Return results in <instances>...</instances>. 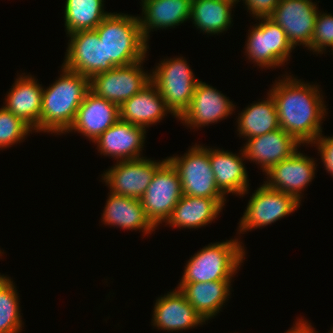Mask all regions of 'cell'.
Instances as JSON below:
<instances>
[{
  "mask_svg": "<svg viewBox=\"0 0 333 333\" xmlns=\"http://www.w3.org/2000/svg\"><path fill=\"white\" fill-rule=\"evenodd\" d=\"M181 57L166 58L151 69V82L157 87L166 108L177 120L189 107L199 81Z\"/></svg>",
  "mask_w": 333,
  "mask_h": 333,
  "instance_id": "5",
  "label": "cell"
},
{
  "mask_svg": "<svg viewBox=\"0 0 333 333\" xmlns=\"http://www.w3.org/2000/svg\"><path fill=\"white\" fill-rule=\"evenodd\" d=\"M301 144L282 128L247 139L243 151L250 162L268 172L275 164L292 156Z\"/></svg>",
  "mask_w": 333,
  "mask_h": 333,
  "instance_id": "19",
  "label": "cell"
},
{
  "mask_svg": "<svg viewBox=\"0 0 333 333\" xmlns=\"http://www.w3.org/2000/svg\"><path fill=\"white\" fill-rule=\"evenodd\" d=\"M141 32L148 42L155 29L175 28L190 19L192 0H141ZM154 29V30H153Z\"/></svg>",
  "mask_w": 333,
  "mask_h": 333,
  "instance_id": "22",
  "label": "cell"
},
{
  "mask_svg": "<svg viewBox=\"0 0 333 333\" xmlns=\"http://www.w3.org/2000/svg\"><path fill=\"white\" fill-rule=\"evenodd\" d=\"M227 198H203L183 195L166 223L174 228L198 229L215 220Z\"/></svg>",
  "mask_w": 333,
  "mask_h": 333,
  "instance_id": "24",
  "label": "cell"
},
{
  "mask_svg": "<svg viewBox=\"0 0 333 333\" xmlns=\"http://www.w3.org/2000/svg\"><path fill=\"white\" fill-rule=\"evenodd\" d=\"M314 329L310 322L308 323L307 320L298 318L295 324H293V327L285 333H316L317 331Z\"/></svg>",
  "mask_w": 333,
  "mask_h": 333,
  "instance_id": "35",
  "label": "cell"
},
{
  "mask_svg": "<svg viewBox=\"0 0 333 333\" xmlns=\"http://www.w3.org/2000/svg\"><path fill=\"white\" fill-rule=\"evenodd\" d=\"M177 170L183 195L203 198H225L218 189L210 164L209 148L195 143L183 156L167 157Z\"/></svg>",
  "mask_w": 333,
  "mask_h": 333,
  "instance_id": "7",
  "label": "cell"
},
{
  "mask_svg": "<svg viewBox=\"0 0 333 333\" xmlns=\"http://www.w3.org/2000/svg\"><path fill=\"white\" fill-rule=\"evenodd\" d=\"M118 120L119 106L89 90L77 110L74 123L66 133H81L94 142Z\"/></svg>",
  "mask_w": 333,
  "mask_h": 333,
  "instance_id": "18",
  "label": "cell"
},
{
  "mask_svg": "<svg viewBox=\"0 0 333 333\" xmlns=\"http://www.w3.org/2000/svg\"><path fill=\"white\" fill-rule=\"evenodd\" d=\"M242 244L239 238H231L203 247L187 261L180 283L232 280L245 260Z\"/></svg>",
  "mask_w": 333,
  "mask_h": 333,
  "instance_id": "4",
  "label": "cell"
},
{
  "mask_svg": "<svg viewBox=\"0 0 333 333\" xmlns=\"http://www.w3.org/2000/svg\"><path fill=\"white\" fill-rule=\"evenodd\" d=\"M102 214L104 225L121 229L139 230L151 234L156 227L147 218L140 199L108 193Z\"/></svg>",
  "mask_w": 333,
  "mask_h": 333,
  "instance_id": "25",
  "label": "cell"
},
{
  "mask_svg": "<svg viewBox=\"0 0 333 333\" xmlns=\"http://www.w3.org/2000/svg\"><path fill=\"white\" fill-rule=\"evenodd\" d=\"M183 196L179 174L167 159L157 170L140 199L147 218L157 228L166 224Z\"/></svg>",
  "mask_w": 333,
  "mask_h": 333,
  "instance_id": "9",
  "label": "cell"
},
{
  "mask_svg": "<svg viewBox=\"0 0 333 333\" xmlns=\"http://www.w3.org/2000/svg\"><path fill=\"white\" fill-rule=\"evenodd\" d=\"M281 77L268 91L275 101L279 126L301 145L312 144L322 133L328 110L321 88L287 73Z\"/></svg>",
  "mask_w": 333,
  "mask_h": 333,
  "instance_id": "1",
  "label": "cell"
},
{
  "mask_svg": "<svg viewBox=\"0 0 333 333\" xmlns=\"http://www.w3.org/2000/svg\"><path fill=\"white\" fill-rule=\"evenodd\" d=\"M232 280H218L198 283H179L177 288L197 313L208 322L216 316L229 300Z\"/></svg>",
  "mask_w": 333,
  "mask_h": 333,
  "instance_id": "26",
  "label": "cell"
},
{
  "mask_svg": "<svg viewBox=\"0 0 333 333\" xmlns=\"http://www.w3.org/2000/svg\"><path fill=\"white\" fill-rule=\"evenodd\" d=\"M301 203L292 195L260 185L250 196L245 212L238 223V233L272 225L295 212ZM243 232V233H242Z\"/></svg>",
  "mask_w": 333,
  "mask_h": 333,
  "instance_id": "8",
  "label": "cell"
},
{
  "mask_svg": "<svg viewBox=\"0 0 333 333\" xmlns=\"http://www.w3.org/2000/svg\"><path fill=\"white\" fill-rule=\"evenodd\" d=\"M266 99L248 105L238 114L239 137L246 140L280 128L275 101L269 93Z\"/></svg>",
  "mask_w": 333,
  "mask_h": 333,
  "instance_id": "27",
  "label": "cell"
},
{
  "mask_svg": "<svg viewBox=\"0 0 333 333\" xmlns=\"http://www.w3.org/2000/svg\"><path fill=\"white\" fill-rule=\"evenodd\" d=\"M140 60L127 66L114 67L90 79V90L97 96L120 106L151 82V73L144 71Z\"/></svg>",
  "mask_w": 333,
  "mask_h": 333,
  "instance_id": "10",
  "label": "cell"
},
{
  "mask_svg": "<svg viewBox=\"0 0 333 333\" xmlns=\"http://www.w3.org/2000/svg\"><path fill=\"white\" fill-rule=\"evenodd\" d=\"M233 6L226 0H192L189 20L203 34L218 35L232 27Z\"/></svg>",
  "mask_w": 333,
  "mask_h": 333,
  "instance_id": "28",
  "label": "cell"
},
{
  "mask_svg": "<svg viewBox=\"0 0 333 333\" xmlns=\"http://www.w3.org/2000/svg\"><path fill=\"white\" fill-rule=\"evenodd\" d=\"M69 42L62 65L91 79L93 76L112 70L106 62V50L95 30H80L67 35Z\"/></svg>",
  "mask_w": 333,
  "mask_h": 333,
  "instance_id": "11",
  "label": "cell"
},
{
  "mask_svg": "<svg viewBox=\"0 0 333 333\" xmlns=\"http://www.w3.org/2000/svg\"><path fill=\"white\" fill-rule=\"evenodd\" d=\"M316 2L312 0H279L270 16L284 31L289 43L309 47L318 14Z\"/></svg>",
  "mask_w": 333,
  "mask_h": 333,
  "instance_id": "13",
  "label": "cell"
},
{
  "mask_svg": "<svg viewBox=\"0 0 333 333\" xmlns=\"http://www.w3.org/2000/svg\"><path fill=\"white\" fill-rule=\"evenodd\" d=\"M239 154L222 149L209 148V158L218 189L226 196L229 193L240 197L249 193V180L243 148Z\"/></svg>",
  "mask_w": 333,
  "mask_h": 333,
  "instance_id": "21",
  "label": "cell"
},
{
  "mask_svg": "<svg viewBox=\"0 0 333 333\" xmlns=\"http://www.w3.org/2000/svg\"><path fill=\"white\" fill-rule=\"evenodd\" d=\"M315 144L317 145L314 146ZM312 145L319 151L318 153L320 154L319 156H321L325 170H327L333 178V136L326 137L321 133Z\"/></svg>",
  "mask_w": 333,
  "mask_h": 333,
  "instance_id": "33",
  "label": "cell"
},
{
  "mask_svg": "<svg viewBox=\"0 0 333 333\" xmlns=\"http://www.w3.org/2000/svg\"><path fill=\"white\" fill-rule=\"evenodd\" d=\"M249 29L245 44L248 60L262 68L284 66L291 57L293 46L289 43L285 31L270 17L257 18ZM261 20V21H260Z\"/></svg>",
  "mask_w": 333,
  "mask_h": 333,
  "instance_id": "6",
  "label": "cell"
},
{
  "mask_svg": "<svg viewBox=\"0 0 333 333\" xmlns=\"http://www.w3.org/2000/svg\"><path fill=\"white\" fill-rule=\"evenodd\" d=\"M146 128L119 119L102 133L93 143L104 156L116 161L144 158L141 154L146 137ZM142 156V157H141Z\"/></svg>",
  "mask_w": 333,
  "mask_h": 333,
  "instance_id": "16",
  "label": "cell"
},
{
  "mask_svg": "<svg viewBox=\"0 0 333 333\" xmlns=\"http://www.w3.org/2000/svg\"><path fill=\"white\" fill-rule=\"evenodd\" d=\"M60 77L43 87L40 132L66 134L75 121L77 110L90 90V79L75 71L60 68Z\"/></svg>",
  "mask_w": 333,
  "mask_h": 333,
  "instance_id": "2",
  "label": "cell"
},
{
  "mask_svg": "<svg viewBox=\"0 0 333 333\" xmlns=\"http://www.w3.org/2000/svg\"><path fill=\"white\" fill-rule=\"evenodd\" d=\"M235 105L223 93L203 81H198L191 103L179 118L181 123L199 129L226 119Z\"/></svg>",
  "mask_w": 333,
  "mask_h": 333,
  "instance_id": "15",
  "label": "cell"
},
{
  "mask_svg": "<svg viewBox=\"0 0 333 333\" xmlns=\"http://www.w3.org/2000/svg\"><path fill=\"white\" fill-rule=\"evenodd\" d=\"M226 1H229V2H231L232 4L235 5V4H237L238 2H240L241 0H240V1H239V0H226Z\"/></svg>",
  "mask_w": 333,
  "mask_h": 333,
  "instance_id": "36",
  "label": "cell"
},
{
  "mask_svg": "<svg viewBox=\"0 0 333 333\" xmlns=\"http://www.w3.org/2000/svg\"><path fill=\"white\" fill-rule=\"evenodd\" d=\"M95 31L105 45L106 62L114 67L127 66L147 57L149 45L142 35L138 16L110 12Z\"/></svg>",
  "mask_w": 333,
  "mask_h": 333,
  "instance_id": "3",
  "label": "cell"
},
{
  "mask_svg": "<svg viewBox=\"0 0 333 333\" xmlns=\"http://www.w3.org/2000/svg\"><path fill=\"white\" fill-rule=\"evenodd\" d=\"M247 8V11L252 15V18L270 17L279 0H242Z\"/></svg>",
  "mask_w": 333,
  "mask_h": 333,
  "instance_id": "34",
  "label": "cell"
},
{
  "mask_svg": "<svg viewBox=\"0 0 333 333\" xmlns=\"http://www.w3.org/2000/svg\"><path fill=\"white\" fill-rule=\"evenodd\" d=\"M32 132L34 131L11 111L4 106L0 108V150L23 142Z\"/></svg>",
  "mask_w": 333,
  "mask_h": 333,
  "instance_id": "31",
  "label": "cell"
},
{
  "mask_svg": "<svg viewBox=\"0 0 333 333\" xmlns=\"http://www.w3.org/2000/svg\"><path fill=\"white\" fill-rule=\"evenodd\" d=\"M65 2L66 34L80 30H95L110 14L104 10V0H66Z\"/></svg>",
  "mask_w": 333,
  "mask_h": 333,
  "instance_id": "29",
  "label": "cell"
},
{
  "mask_svg": "<svg viewBox=\"0 0 333 333\" xmlns=\"http://www.w3.org/2000/svg\"><path fill=\"white\" fill-rule=\"evenodd\" d=\"M326 47H333V15L318 11L311 45L307 49L323 54Z\"/></svg>",
  "mask_w": 333,
  "mask_h": 333,
  "instance_id": "32",
  "label": "cell"
},
{
  "mask_svg": "<svg viewBox=\"0 0 333 333\" xmlns=\"http://www.w3.org/2000/svg\"><path fill=\"white\" fill-rule=\"evenodd\" d=\"M11 279L0 274V333H20L24 327L19 294Z\"/></svg>",
  "mask_w": 333,
  "mask_h": 333,
  "instance_id": "30",
  "label": "cell"
},
{
  "mask_svg": "<svg viewBox=\"0 0 333 333\" xmlns=\"http://www.w3.org/2000/svg\"><path fill=\"white\" fill-rule=\"evenodd\" d=\"M153 310L152 325L159 330L178 332L206 324L178 288L158 297Z\"/></svg>",
  "mask_w": 333,
  "mask_h": 333,
  "instance_id": "17",
  "label": "cell"
},
{
  "mask_svg": "<svg viewBox=\"0 0 333 333\" xmlns=\"http://www.w3.org/2000/svg\"><path fill=\"white\" fill-rule=\"evenodd\" d=\"M167 160L156 161L147 157L117 161L103 173L102 180L110 192L116 195L141 199L153 179L156 170Z\"/></svg>",
  "mask_w": 333,
  "mask_h": 333,
  "instance_id": "12",
  "label": "cell"
},
{
  "mask_svg": "<svg viewBox=\"0 0 333 333\" xmlns=\"http://www.w3.org/2000/svg\"><path fill=\"white\" fill-rule=\"evenodd\" d=\"M316 162L297 150L292 156L275 164L264 173V183L271 189L294 196L300 203L302 192L315 178Z\"/></svg>",
  "mask_w": 333,
  "mask_h": 333,
  "instance_id": "14",
  "label": "cell"
},
{
  "mask_svg": "<svg viewBox=\"0 0 333 333\" xmlns=\"http://www.w3.org/2000/svg\"><path fill=\"white\" fill-rule=\"evenodd\" d=\"M168 113L171 114L152 82L119 106V119L144 128L156 125Z\"/></svg>",
  "mask_w": 333,
  "mask_h": 333,
  "instance_id": "23",
  "label": "cell"
},
{
  "mask_svg": "<svg viewBox=\"0 0 333 333\" xmlns=\"http://www.w3.org/2000/svg\"><path fill=\"white\" fill-rule=\"evenodd\" d=\"M43 86L32 75H19L9 90L4 107L26 123L34 132H40Z\"/></svg>",
  "mask_w": 333,
  "mask_h": 333,
  "instance_id": "20",
  "label": "cell"
}]
</instances>
